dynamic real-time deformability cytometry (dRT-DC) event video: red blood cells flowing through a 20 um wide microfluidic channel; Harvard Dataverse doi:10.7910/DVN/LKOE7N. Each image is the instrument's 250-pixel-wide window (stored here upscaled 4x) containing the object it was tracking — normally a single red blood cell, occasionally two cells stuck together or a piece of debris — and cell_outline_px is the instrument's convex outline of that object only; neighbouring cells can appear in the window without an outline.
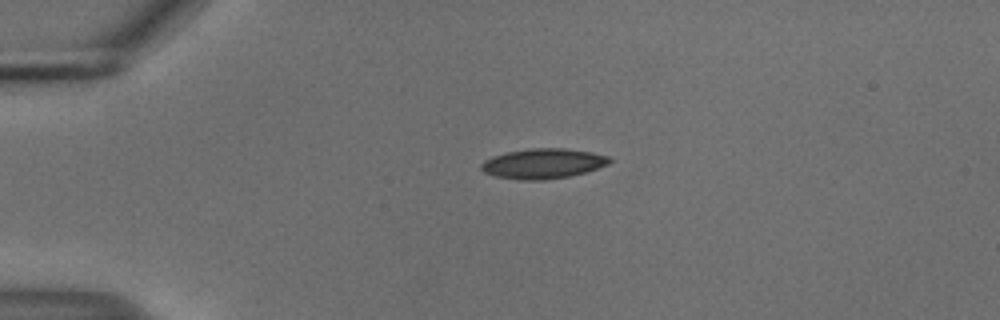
{"species": "common noctule bat (a hibernating species)", "species_latin": "Nyctalus noctula", "temperature_condition": "cold", "stored_images_in_passage": 42, "camera_frame_rate_fps": 3000, "um_per_image_px": 0.085, "animal": {"sex": "male", "body_mass_g": 18.8}, "frame": {"image": 1, "passage_image": 1, "time_ms": 0.0, "image_size_px": [1000, 320], "cell_outline_px": [[612, 160], [608, 164], [584, 172], [568, 176], [544, 180], [520, 180], [496, 176], [484, 172], [480, 168], [480, 164], [484, 160], [492, 156], [508, 152], [528, 148], [564, 148], [592, 152], [608, 156]], "centroid_in_image_um": [46.13, 13.9], "position_along_channel_um": 38.9, "area_um2": 22.37}}
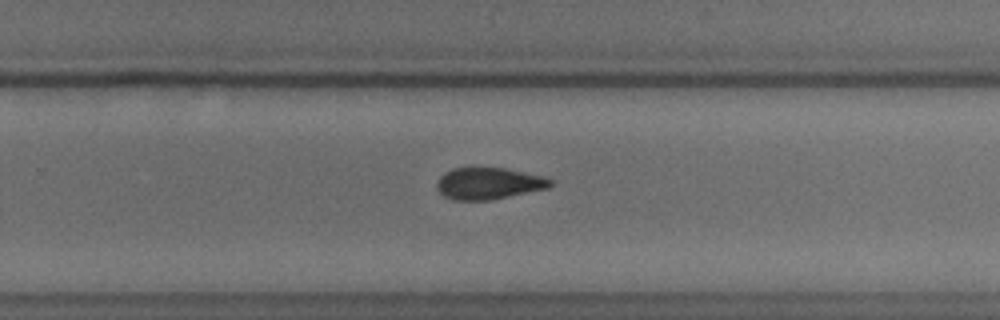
{"frame": {"image": 2, "passage_image": 24, "time_ms": 7.667, "image_size_px": [1000, 320], "cell_outline_px": [[552, 184], [548, 188], [492, 200], [452, 200], [444, 196], [436, 188], [436, 180], [444, 172], [452, 168], [504, 168], [544, 176], [552, 180]], "centroid_in_image_um": [41.5, 15.6], "position_along_channel_um": 288.3, "area_um2": 21.1}}
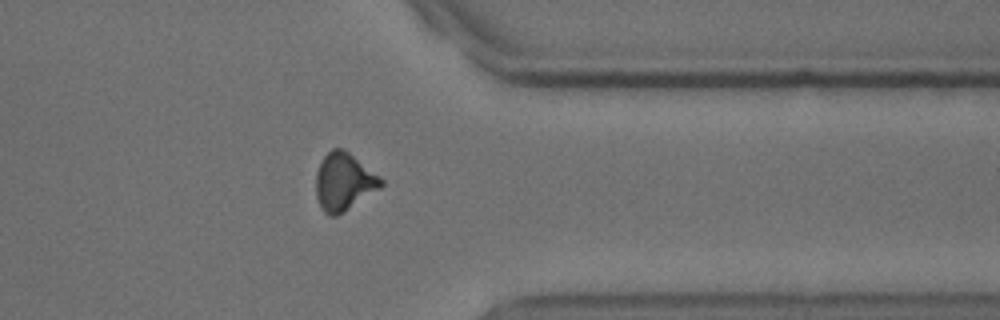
{"frame": {"image": 3, "passage_image": 32, "time_ms": 10.333, "image_size_px": [1000, 320], "cell_outline_px": [[384, 184], [380, 188], [344, 212], [336, 216], [328, 216], [324, 212], [316, 196], [316, 172], [324, 156], [332, 148], [344, 148], [380, 176], [384, 180]], "centroid_in_image_um": [29.24, 15.45], "position_along_channel_um": 382.2, "area_um2": 21.85}, "authors_computed_cell_mechanics": {"area_um2": 22.1374, "velocity_mm_per_s": 3.7381, "shape_relaxation_time_tau1_ms": 3.528, "shape_relaxation_time_tau2_ms": 6.1707, "deformation_change_tau1": 0.1112, "deformation_change_tau2": 0.1224}}